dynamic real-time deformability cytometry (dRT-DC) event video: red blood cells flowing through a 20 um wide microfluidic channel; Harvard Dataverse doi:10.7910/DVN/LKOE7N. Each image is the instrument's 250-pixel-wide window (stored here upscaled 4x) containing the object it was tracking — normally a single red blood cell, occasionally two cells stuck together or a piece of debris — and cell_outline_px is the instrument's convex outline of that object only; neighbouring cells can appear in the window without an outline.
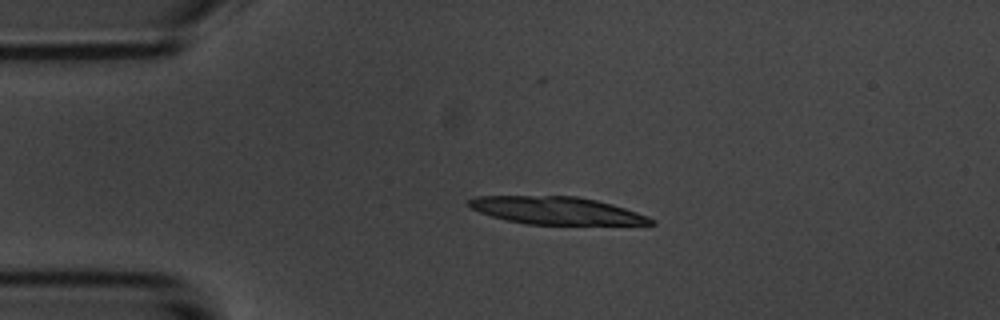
{"species": "common noctule bat (a hibernating species)", "species_latin": "Nyctalus noctula", "temperature_condition": "room temperature", "stored_images_in_passage": 2, "camera_frame_rate_fps": 3000, "um_per_image_px": 0.085, "animal": {"sex": "male", "body_mass_g": 20.1, "forearm_length_mm": 53.5}, "frame": {"image": 1, "passage_image": 1, "time_ms": 0.0, "image_size_px": [1000, 320], "cell_outline_px": [[656, 224], [528, 224], [508, 220], [492, 216], [480, 212], [472, 208], [468, 204], [468, 200], [476, 196], [576, 196], [596, 200], [612, 204], [648, 216], [656, 220]], "centroid_in_image_um": [47.31, 17.89], "position_along_channel_um": 37.7, "area_um2": 28.84}}